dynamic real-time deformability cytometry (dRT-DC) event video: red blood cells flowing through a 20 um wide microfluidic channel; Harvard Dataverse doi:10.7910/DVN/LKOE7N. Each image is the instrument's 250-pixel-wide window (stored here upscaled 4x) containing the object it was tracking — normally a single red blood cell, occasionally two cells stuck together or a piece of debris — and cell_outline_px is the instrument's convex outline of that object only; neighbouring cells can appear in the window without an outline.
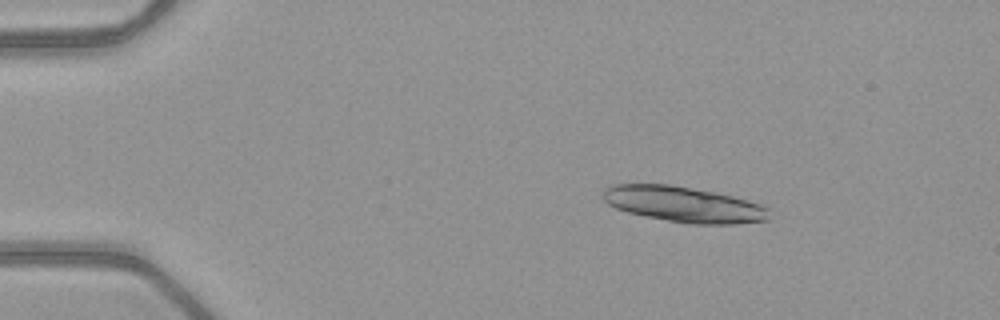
{"species": "common noctule bat (a hibernating species)", "species_latin": "Nyctalus noctula", "temperature_condition": "warm", "stored_images_in_passage": 38, "camera_frame_rate_fps": 3000, "um_per_image_px": 0.085, "animal": {"sex": "female", "body_mass_g": 21.9}, "frame": {"image": 1, "passage_image": 9, "time_ms": 2.667, "image_size_px": [1000, 320], "cell_outline_px": [[768, 220], [736, 224], [688, 224], [644, 216], [628, 212], [616, 208], [608, 204], [604, 200], [604, 188], [612, 184], [668, 184], [716, 192], [732, 196], [760, 204], [768, 208]], "centroid_in_image_um": [58.1, 17.37], "position_along_channel_um": 26.9, "area_um2": 34.45}}